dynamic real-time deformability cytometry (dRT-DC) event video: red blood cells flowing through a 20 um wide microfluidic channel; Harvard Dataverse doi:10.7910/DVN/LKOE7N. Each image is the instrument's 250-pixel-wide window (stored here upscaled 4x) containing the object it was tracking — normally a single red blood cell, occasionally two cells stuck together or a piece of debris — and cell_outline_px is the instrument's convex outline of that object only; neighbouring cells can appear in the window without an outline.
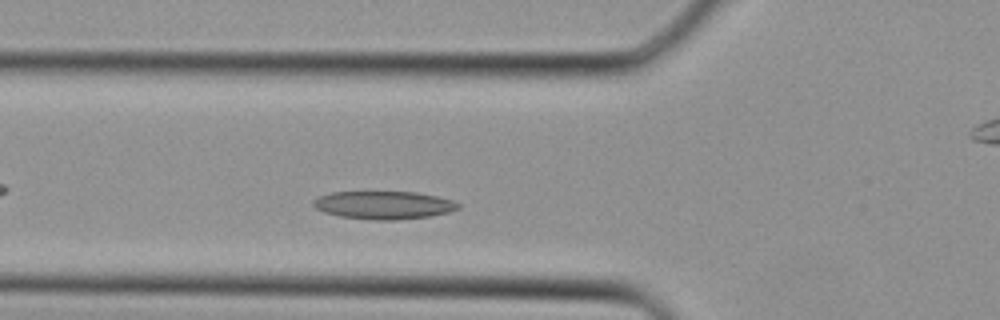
{"species": "Egyptian fruit bat (a non-hibernating species)", "species_latin": "Rousettus aegyptiacus", "temperature_condition": "cold", "stored_images_in_passage": 27, "camera_frame_rate_fps": 3000, "um_per_image_px": 0.085, "animal": {"sex": "female"}, "frame": {"image": 1, "passage_image": 3, "time_ms": 0.667, "image_size_px": [1000, 320], "cell_outline_px": [[460, 208], [448, 212], [428, 216], [396, 220], [376, 220], [340, 216], [324, 212], [316, 208], [312, 204], [312, 200], [320, 196], [332, 192], [416, 192], [436, 196], [452, 200], [460, 204]], "centroid_in_image_um": [32.61, 17.43], "position_along_channel_um": 93.2, "area_um2": 23.47}}
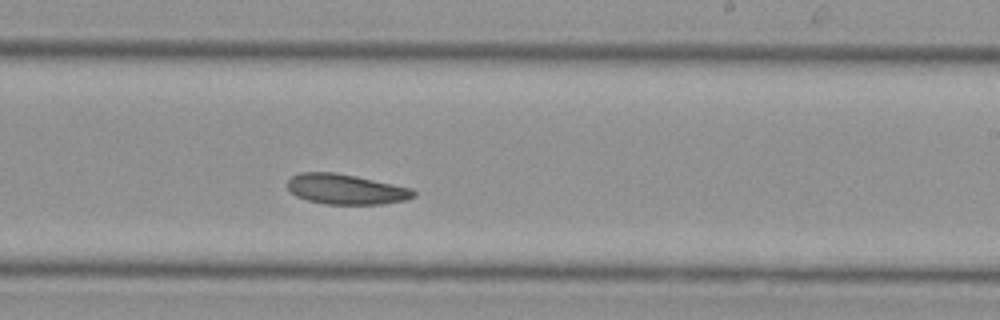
{"frame": {"image": 2, "passage_image": 12, "time_ms": 3.667, "image_size_px": [1000, 320], "cell_outline_px": [[416, 196], [404, 200], [380, 204], [328, 204], [308, 200], [296, 196], [288, 188], [288, 180], [292, 176], [300, 172], [336, 172], [356, 176], [412, 188], [416, 192]], "centroid_in_image_um": [29.41, 16.07], "position_along_channel_um": 259.6, "area_um2": 22.08}}
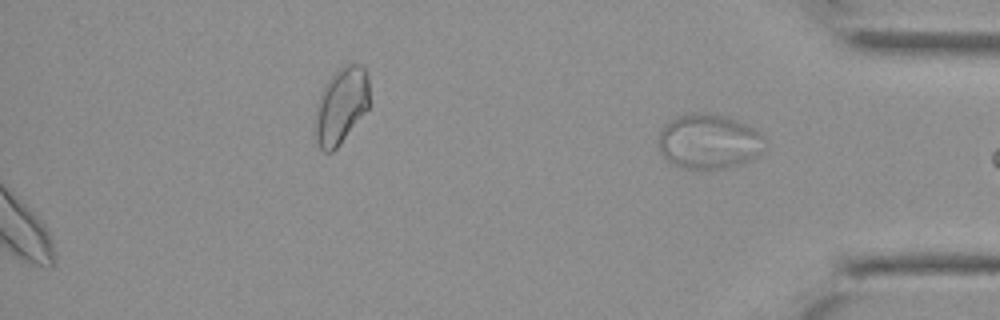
{"frame": {"image": 3, "passage_image": 27, "time_ms": 8.667, "image_size_px": [1000, 320], "cell_outline_px": [[760, 136], [756, 156], [748, 160], [736, 164], [720, 168], [680, 168], [672, 164], [660, 152], [660, 132], [664, 124], [680, 116], [692, 112], [712, 112], [736, 120], [752, 128]], "centroid_in_image_um": [60.13, 12.0], "position_along_channel_um": 375.1, "area_um2": 32.71}}